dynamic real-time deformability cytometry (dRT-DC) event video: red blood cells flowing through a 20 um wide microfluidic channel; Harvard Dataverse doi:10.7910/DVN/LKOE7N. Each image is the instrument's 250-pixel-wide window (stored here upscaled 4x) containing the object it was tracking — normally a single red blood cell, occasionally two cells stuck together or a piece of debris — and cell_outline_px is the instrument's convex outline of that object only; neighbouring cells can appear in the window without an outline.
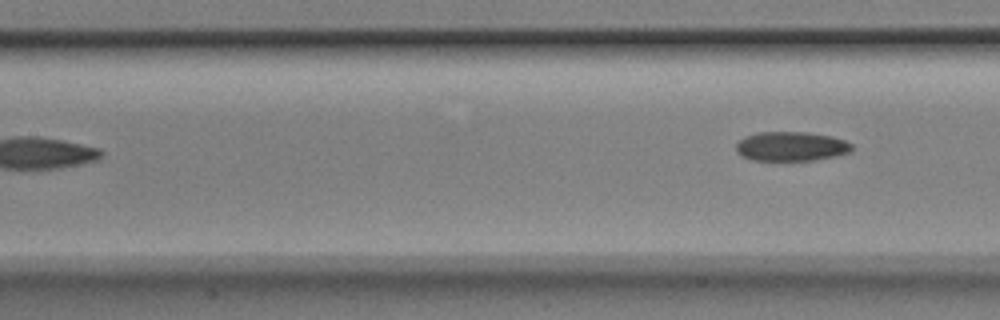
{"species": "Egyptian fruit bat (a non-hibernating species)", "species_latin": "Rousettus aegyptiacus", "temperature_condition": "room temperature", "stored_images_in_passage": 8, "segment_of_instrument_passage": [2, 2], "camera_frame_rate_fps": 3000, "um_per_image_px": 0.085, "animal": {"sex": "male"}, "frame": {"image": 1, "passage_image": 8, "time_ms": 2.333, "image_size_px": [1000, 320], "cell_outline_px": [[852, 148], [848, 152], [816, 160], [752, 160], [740, 156], [736, 152], [736, 144], [740, 140], [748, 136], [760, 132], [808, 132], [832, 136], [844, 140], [852, 144]], "centroid_in_image_um": [67.22, 12.44], "position_along_channel_um": 140.2, "area_um2": 19.65}}